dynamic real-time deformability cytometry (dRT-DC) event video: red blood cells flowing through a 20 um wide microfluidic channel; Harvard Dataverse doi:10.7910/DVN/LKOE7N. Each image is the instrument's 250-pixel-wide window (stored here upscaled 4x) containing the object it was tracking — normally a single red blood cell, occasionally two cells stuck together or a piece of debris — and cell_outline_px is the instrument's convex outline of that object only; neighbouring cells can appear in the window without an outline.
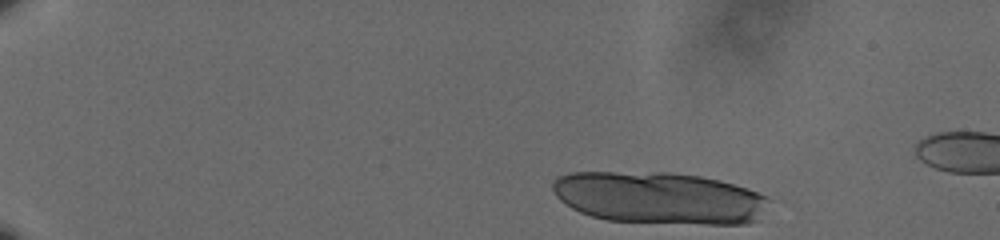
{"species": "human", "species_latin": "Homo sapiens", "temperature_condition": "cold", "stored_images_in_passage": 14, "camera_frame_rate_fps": 3000, "um_per_image_px": 0.085, "donor": {"sex": "male"}, "frame": {"image": 1, "passage_image": 1, "time_ms": 0.0, "image_size_px": [1000, 240], "cell_outline_px": [[768, 196], [756, 220], [748, 224], [704, 224], [608, 220], [592, 216], [580, 212], [572, 208], [560, 200], [556, 196], [552, 188], [552, 184], [556, 176], [568, 172], [672, 172], [700, 176], [720, 180]], "centroid_in_image_um": [55.95, 16.8], "position_along_channel_um": 29.1, "area_um2": 65.26}}